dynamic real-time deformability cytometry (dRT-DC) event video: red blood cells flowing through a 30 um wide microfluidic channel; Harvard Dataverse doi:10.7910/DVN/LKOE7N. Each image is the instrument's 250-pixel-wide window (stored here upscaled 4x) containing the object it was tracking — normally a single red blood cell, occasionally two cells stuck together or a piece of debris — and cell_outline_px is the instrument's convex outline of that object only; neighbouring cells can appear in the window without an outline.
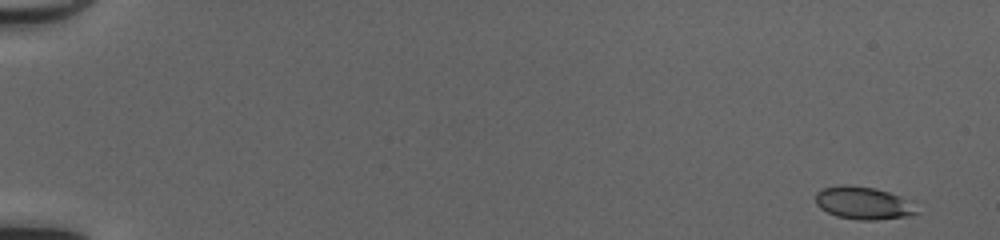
{"species": "common noctule bat (a hibernating species)", "species_latin": "Nyctalus noctula", "temperature_condition": "cold", "stored_images_in_passage": 50, "camera_frame_rate_fps": 3000, "um_per_image_px": 0.085, "animal": {"sex": "female", "body_mass_g": 20.0, "forearm_length_mm": 54.0}, "frame": {"image": 1, "passage_image": 1, "time_ms": 0.0, "image_size_px": [1000, 240], "cell_outline_px": [[920, 212], [908, 216], [876, 220], [860, 220], [836, 216], [820, 208], [816, 204], [816, 192], [820, 188], [840, 184], [844, 184], [876, 188], [900, 196], [908, 200]], "centroid_in_image_um": [73.35, 17.25], "position_along_channel_um": 11.6, "area_um2": 19.36}}
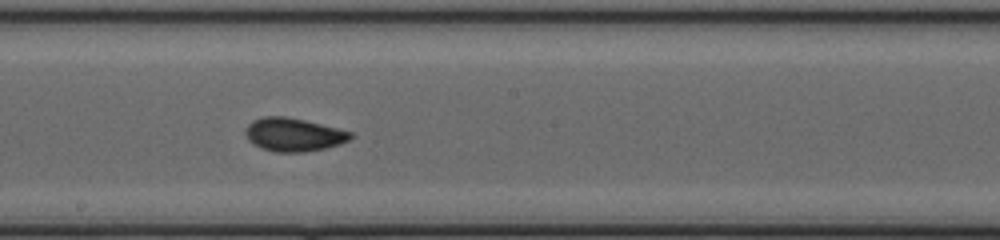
{"frame": {"image": 2, "passage_image": 29, "time_ms": 9.333, "image_size_px": [1000, 240], "cell_outline_px": [[356, 136], [340, 144], [324, 148], [304, 152], [276, 152], [260, 148], [248, 140], [244, 132], [244, 128], [252, 120], [264, 116], [284, 116], [304, 120], [352, 132]], "centroid_in_image_um": [24.92, 11.44], "position_along_channel_um": 223.3, "area_um2": 20.46}}
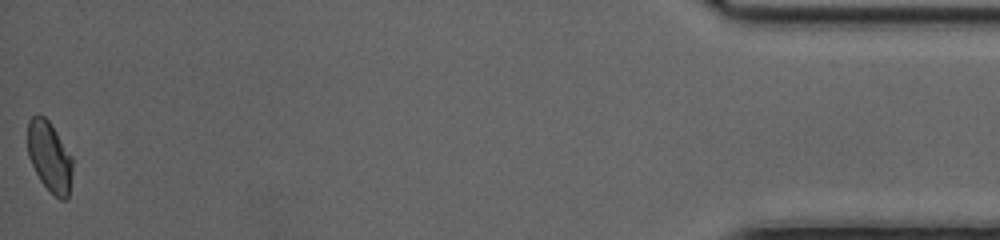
{"frame": {"image": 3, "passage_image": 50, "time_ms": 16.333, "image_size_px": [1000, 240], "cell_outline_px": [[72, 172], [68, 196], [64, 200], [60, 200], [40, 180], [28, 156], [28, 120], [36, 112], [44, 116], [48, 120], [72, 156]], "centroid_in_image_um": [4.2, 13.28], "position_along_channel_um": 431.0, "area_um2": 18.21}, "authors_computed_cell_mechanics": {"area_um2": 19.2763, "velocity_mm_per_s": 4.1557, "shape_relaxation_time_tau1_ms": 5.595, "shape_relaxation_time_tau2_ms": 0.5965, "deformation_change_tau1": 0.1159, "deformation_change_tau2": 0.048}}